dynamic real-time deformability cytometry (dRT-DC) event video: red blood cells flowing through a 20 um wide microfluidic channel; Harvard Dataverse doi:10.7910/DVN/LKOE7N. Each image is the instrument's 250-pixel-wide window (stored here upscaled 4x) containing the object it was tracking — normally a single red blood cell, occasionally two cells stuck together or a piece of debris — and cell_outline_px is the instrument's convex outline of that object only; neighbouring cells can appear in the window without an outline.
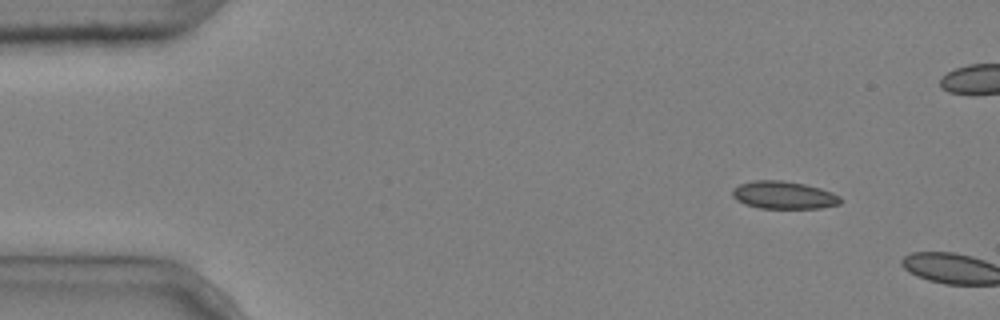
{"species": "common noctule bat (a hibernating species)", "species_latin": "Nyctalus noctula", "temperature_condition": "cold", "stored_images_in_passage": 2, "camera_frame_rate_fps": 3000, "um_per_image_px": 0.085, "animal": {"sex": "male", "body_mass_g": 20.4}, "frame": {"image": 1, "passage_image": 1, "time_ms": 0.0, "image_size_px": [1000, 320], "cell_outline_px": [[840, 204], [820, 208], [760, 208], [744, 204], [736, 200], [732, 196], [732, 188], [740, 184], [752, 180], [780, 180], [804, 184], [820, 188], [832, 192], [840, 196]], "centroid_in_image_um": [66.58, 16.58], "position_along_channel_um": 18.4, "area_um2": 17.46}}